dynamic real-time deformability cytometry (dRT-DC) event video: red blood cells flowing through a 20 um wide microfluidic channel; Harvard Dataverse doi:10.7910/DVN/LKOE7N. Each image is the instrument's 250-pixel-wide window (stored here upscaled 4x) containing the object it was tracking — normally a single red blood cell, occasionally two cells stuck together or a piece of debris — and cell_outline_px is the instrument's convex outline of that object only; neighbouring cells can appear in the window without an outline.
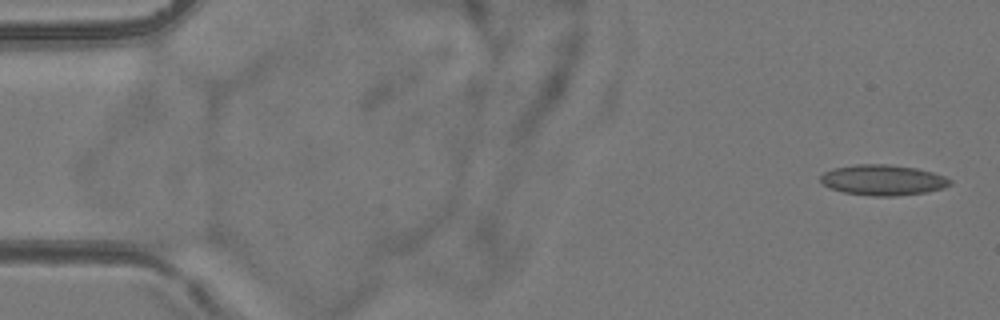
{"species": "common noctule bat (a hibernating species)", "species_latin": "Nyctalus noctula", "temperature_condition": "room temperature", "stored_images_in_passage": 8, "camera_frame_rate_fps": 3000, "um_per_image_px": 0.085, "animal": {"sex": "female", "body_mass_g": 24.6, "forearm_length_mm": 56.2}, "frame": {"image": 1, "passage_image": 1, "time_ms": 0.0, "image_size_px": [1000, 320], "cell_outline_px": [[952, 184], [944, 188], [928, 192], [896, 196], [872, 196], [844, 192], [828, 188], [820, 180], [820, 176], [824, 172], [836, 168], [856, 164], [884, 164], [916, 168], [932, 172], [944, 176], [952, 180]], "centroid_in_image_um": [75.07, 15.31], "position_along_channel_um": 9.9, "area_um2": 23.06}}
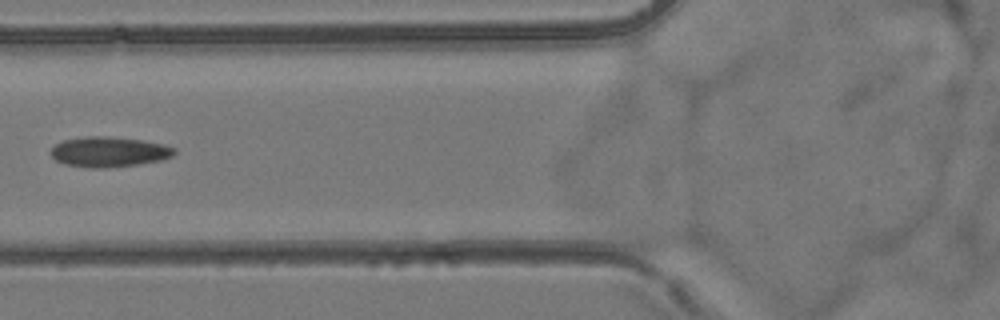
{"frame": {"image": 2, "passage_image": 7, "time_ms": 6.667, "image_size_px": [1000, 320], "cell_outline_px": [[176, 152], [172, 156], [160, 160], [136, 164], [108, 168], [88, 168], [64, 164], [56, 160], [48, 152], [56, 144], [64, 140], [84, 136], [104, 136], [144, 140], [164, 144], [176, 148]], "centroid_in_image_um": [9.25, 12.9], "position_along_channel_um": 116.6, "area_um2": 21.85}}
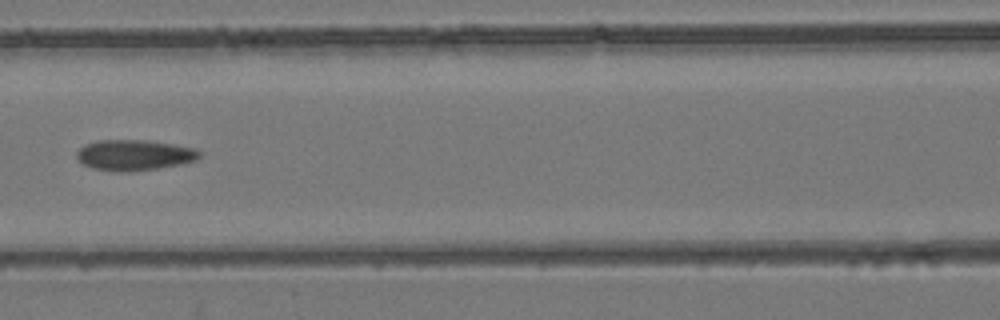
{"frame": {"image": 3, "passage_image": 8, "time_ms": 7.667, "image_size_px": [1000, 320], "cell_outline_px": [[200, 156], [196, 160], [180, 164], [132, 172], [120, 172], [92, 168], [84, 164], [76, 156], [76, 152], [84, 144], [96, 140], [144, 140], [172, 144], [196, 148], [200, 152]], "centroid_in_image_um": [11.39, 13.18], "position_along_channel_um": 155.2, "area_um2": 21.91}}